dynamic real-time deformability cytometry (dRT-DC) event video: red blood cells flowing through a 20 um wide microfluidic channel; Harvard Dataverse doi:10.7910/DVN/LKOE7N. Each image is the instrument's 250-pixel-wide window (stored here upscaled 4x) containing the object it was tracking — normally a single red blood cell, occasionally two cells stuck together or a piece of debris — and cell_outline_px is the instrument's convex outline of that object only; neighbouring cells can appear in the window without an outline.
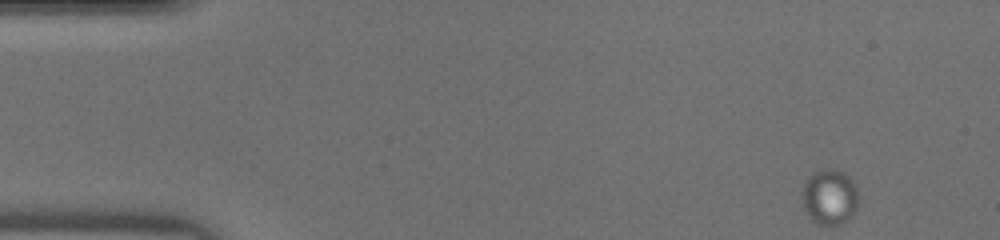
{"species": "human", "species_latin": "Homo sapiens", "temperature_condition": "warm", "stored_images_in_passage": 45, "camera_frame_rate_fps": 3000, "um_per_image_px": 0.085, "donor": {"sex": "male"}, "frame": {"image": 1, "passage_image": 1, "time_ms": 0.0, "image_size_px": [1000, 240], "cell_outline_px": [[860, 200], [856, 212], [852, 216], [840, 224], [816, 224], [808, 216], [804, 208], [804, 184], [808, 176], [816, 172], [828, 168], [844, 172], [852, 180], [856, 188]], "centroid_in_image_um": [70.57, 16.75], "position_along_channel_um": 14.4, "area_um2": 18.15}}
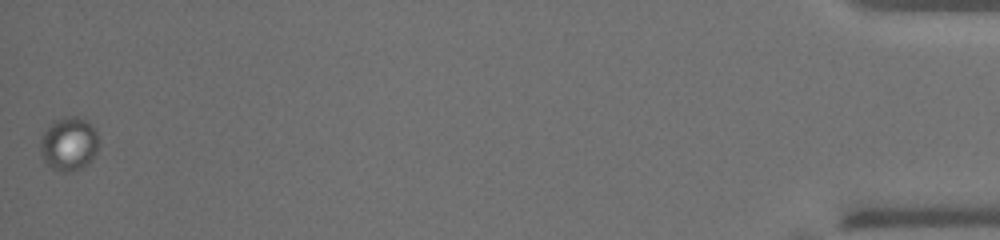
{"frame": {"image": 2, "passage_image": 45, "time_ms": 14.667, "image_size_px": [1000, 240], "cell_outline_px": [[100, 144], [96, 152], [88, 164], [80, 168], [68, 172], [60, 172], [52, 168], [44, 160], [40, 152], [40, 136], [56, 120], [64, 116], [76, 116], [88, 120], [92, 124], [100, 140]], "centroid_in_image_um": [5.88, 12.22], "position_along_channel_um": 429.3, "area_um2": 18.44}}